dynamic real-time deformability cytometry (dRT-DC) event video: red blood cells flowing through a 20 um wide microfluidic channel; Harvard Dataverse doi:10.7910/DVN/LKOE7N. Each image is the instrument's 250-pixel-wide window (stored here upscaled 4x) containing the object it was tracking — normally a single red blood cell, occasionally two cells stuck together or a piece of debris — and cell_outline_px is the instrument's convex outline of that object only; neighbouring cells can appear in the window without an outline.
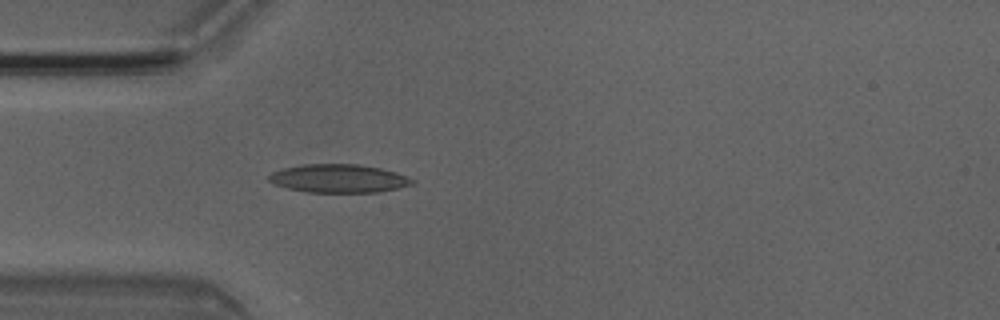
{"species": "Egyptian fruit bat (a non-hibernating species)", "species_latin": "Rousettus aegyptiacus", "temperature_condition": "room temperature", "stored_images_in_passage": 4, "camera_frame_rate_fps": 3000, "um_per_image_px": 0.085, "animal": {"sex": "male"}, "frame": {"image": 1, "passage_image": 3, "time_ms": 0.667, "image_size_px": [1000, 320], "cell_outline_px": [[416, 180], [412, 184], [380, 192], [308, 192], [288, 188], [276, 184], [268, 180], [268, 176], [272, 172], [284, 168], [304, 164], [360, 164], [380, 168], [396, 172]], "centroid_in_image_um": [28.8, 15.16], "position_along_channel_um": 56.2, "area_um2": 23.52}}